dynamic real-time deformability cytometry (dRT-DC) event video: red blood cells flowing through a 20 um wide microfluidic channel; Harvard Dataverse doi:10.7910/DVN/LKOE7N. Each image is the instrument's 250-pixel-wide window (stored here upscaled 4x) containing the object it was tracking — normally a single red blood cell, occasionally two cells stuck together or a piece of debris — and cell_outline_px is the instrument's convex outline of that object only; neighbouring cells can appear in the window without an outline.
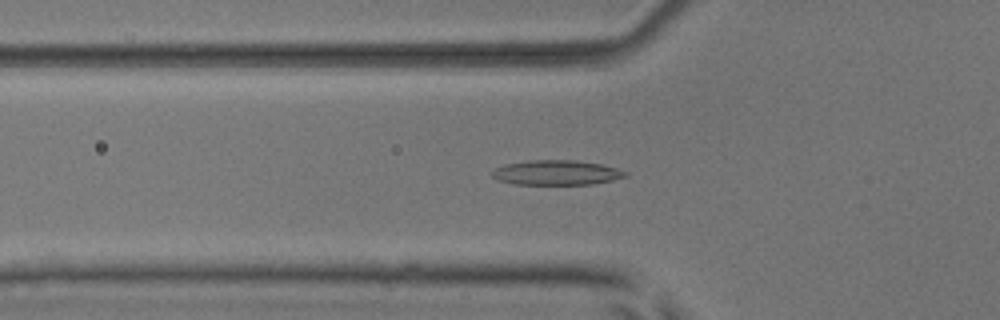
{"species": "common noctule bat (a hibernating species)", "species_latin": "Nyctalus noctula", "temperature_condition": "room temperature", "stored_images_in_passage": 37, "camera_frame_rate_fps": 3000, "um_per_image_px": 0.085, "animal": {"sex": "male", "body_mass_g": 17.9, "forearm_length_mm": 54.2}, "frame": {"image": 1, "passage_image": 10, "time_ms": 3.0, "image_size_px": [1000, 320], "cell_outline_px": [[628, 176], [612, 180], [592, 184], [512, 184], [496, 180], [492, 176], [492, 172], [496, 168], [504, 164], [528, 160], [576, 160], [600, 164], [616, 168], [628, 172]], "centroid_in_image_um": [47.28, 14.67], "position_along_channel_um": 78.5, "area_um2": 19.31}}
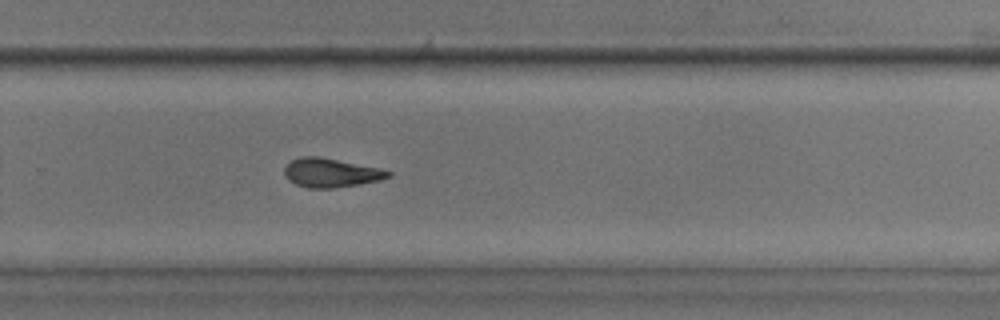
{"frame": {"image": 2, "passage_image": 27, "time_ms": 8.667, "image_size_px": [1000, 320], "cell_outline_px": [[392, 176], [380, 180], [332, 188], [308, 188], [296, 184], [288, 180], [284, 176], [284, 168], [292, 160], [300, 156], [320, 156], [380, 168], [392, 172]], "centroid_in_image_um": [28.11, 14.67], "position_along_channel_um": 301.7, "area_um2": 17.51}}
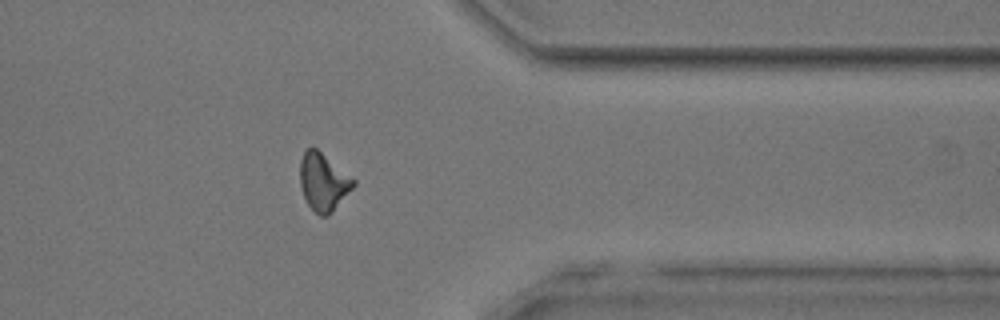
{"frame": {"image": 3, "passage_image": 34, "time_ms": 11.0, "image_size_px": [1000, 320], "cell_outline_px": [[356, 184], [332, 212], [328, 216], [320, 216], [308, 204], [300, 188], [300, 160], [304, 152], [308, 148], [316, 148], [356, 180]], "centroid_in_image_um": [27.48, 15.47], "position_along_channel_um": 383.9, "area_um2": 17.74}, "authors_computed_cell_mechanics": {"area_um2": 17.629, "velocity_mm_per_s": 3.9419, "shape_relaxation_time_tau1_ms": 9.9363, "shape_relaxation_time_tau2_ms": 6.4605, "deformation_change_tau1": 0.2454, "deformation_change_tau2": 0.1401}}